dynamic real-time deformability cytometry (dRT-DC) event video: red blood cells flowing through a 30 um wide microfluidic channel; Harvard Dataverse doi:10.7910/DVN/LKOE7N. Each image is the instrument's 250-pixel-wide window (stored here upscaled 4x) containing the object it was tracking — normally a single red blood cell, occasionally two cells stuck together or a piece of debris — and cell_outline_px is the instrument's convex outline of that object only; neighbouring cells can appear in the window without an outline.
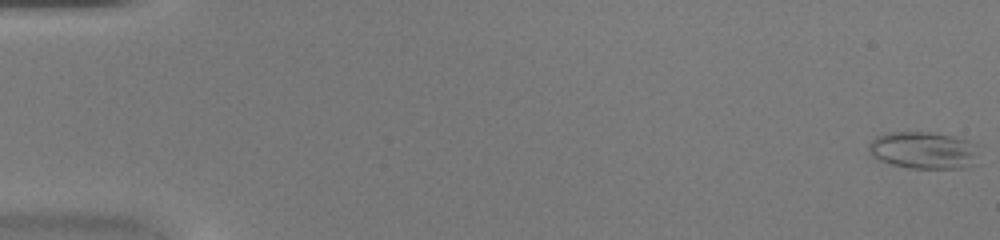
{"species": "common noctule bat (a hibernating species)", "species_latin": "Nyctalus noctula", "temperature_condition": "warm", "stored_images_in_passage": 47, "camera_frame_rate_fps": 3000, "um_per_image_px": 0.085, "animal": {"sex": "female", "body_mass_g": 20.0, "forearm_length_mm": 54.0}, "frame": {"image": 1, "passage_image": 1, "time_ms": 0.0, "image_size_px": [1000, 240], "cell_outline_px": [[984, 164], [964, 168], [908, 168], [892, 164], [880, 160], [868, 148], [868, 144], [876, 136], [888, 132], [932, 132], [956, 136], [980, 144]], "centroid_in_image_um": [78.73, 12.78], "position_along_channel_um": 6.3, "area_um2": 24.91}}
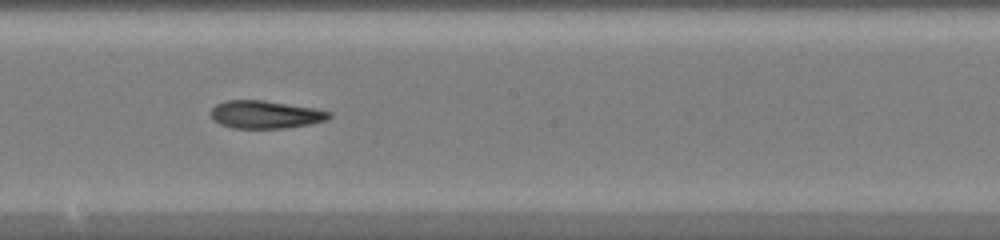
{"frame": {"image": 2, "passage_image": 27, "time_ms": 8.667, "image_size_px": [1000, 240], "cell_outline_px": [[332, 116], [328, 120], [312, 124], [284, 128], [232, 128], [220, 124], [212, 120], [212, 108], [216, 104], [224, 100], [264, 100], [316, 108], [332, 112]], "centroid_in_image_um": [22.6, 9.73], "position_along_channel_um": 225.6, "area_um2": 19.42}}
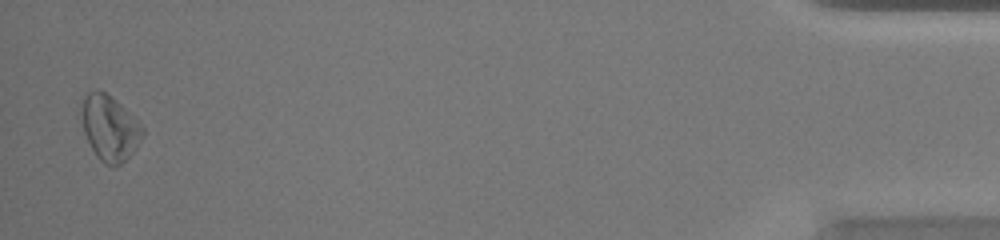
{"frame": {"image": 3, "passage_image": 46, "time_ms": 15.0, "image_size_px": [1000, 240], "cell_outline_px": [[144, 136], [136, 148], [120, 164], [104, 164], [96, 156], [84, 132], [76, 112], [84, 96], [88, 92], [96, 88], [104, 92], [120, 104], [144, 128]], "centroid_in_image_um": [9.25, 10.83], "position_along_channel_um": 426.0, "area_um2": 23.41}}